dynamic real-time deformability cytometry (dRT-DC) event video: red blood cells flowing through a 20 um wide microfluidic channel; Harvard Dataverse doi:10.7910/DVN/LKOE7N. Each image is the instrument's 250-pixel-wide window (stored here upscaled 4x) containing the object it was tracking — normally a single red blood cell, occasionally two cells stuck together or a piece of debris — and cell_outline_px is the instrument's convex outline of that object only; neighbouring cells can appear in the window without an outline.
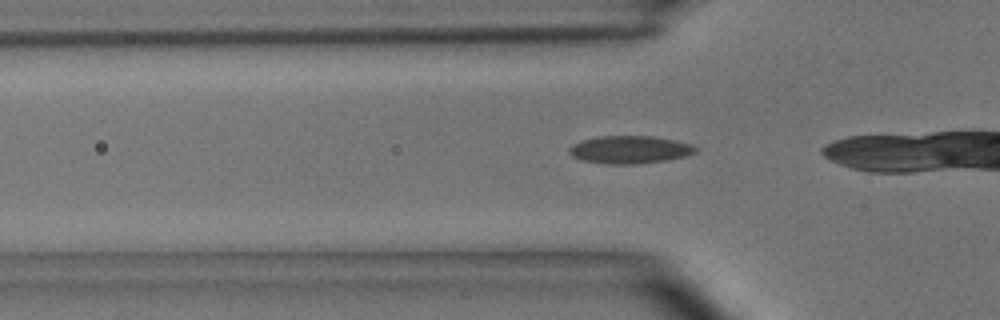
{"species": "common noctule bat (a hibernating species)", "species_latin": "Nyctalus noctula", "temperature_condition": "room temperature", "stored_images_in_passage": 33, "camera_frame_rate_fps": 3000, "um_per_image_px": 0.085, "animal": {"sex": "male", "body_mass_g": 15.6}, "frame": {"image": 1, "passage_image": 10, "time_ms": 3.0, "image_size_px": [1000, 320], "cell_outline_px": [[696, 152], [684, 156], [668, 160], [640, 164], [608, 164], [580, 160], [572, 156], [568, 152], [568, 148], [572, 144], [580, 140], [600, 136], [652, 136], [676, 140], [692, 144], [696, 148]], "centroid_in_image_um": [53.5, 12.72], "position_along_channel_um": 72.3, "area_um2": 20.63}}